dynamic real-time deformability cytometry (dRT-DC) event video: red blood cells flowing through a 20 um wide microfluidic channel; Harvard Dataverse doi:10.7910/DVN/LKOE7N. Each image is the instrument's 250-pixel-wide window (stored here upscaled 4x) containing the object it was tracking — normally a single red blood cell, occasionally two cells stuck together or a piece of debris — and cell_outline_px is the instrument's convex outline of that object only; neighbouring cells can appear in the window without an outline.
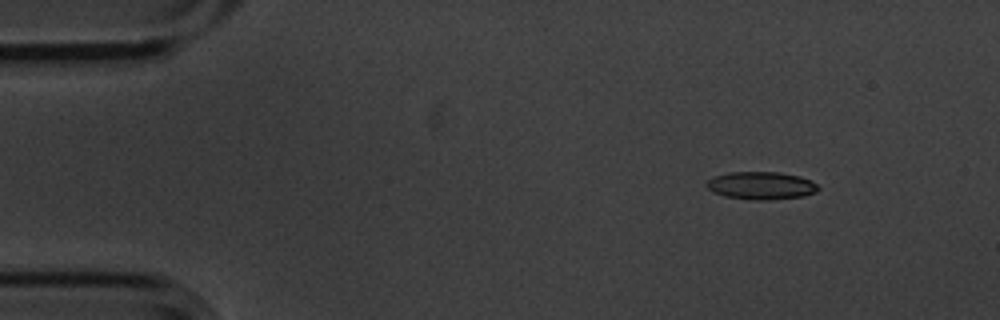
{"species": "common noctule bat (a hibernating species)", "species_latin": "Nyctalus noctula", "temperature_condition": "cold", "stored_images_in_passage": 5, "camera_frame_rate_fps": 3000, "um_per_image_px": 0.085, "animal": {"sex": "male", "body_mass_g": 20.1, "forearm_length_mm": 53.5}, "frame": {"image": 1, "passage_image": 2, "time_ms": 0.333, "image_size_px": [1000, 320], "cell_outline_px": [[820, 188], [816, 192], [804, 196], [772, 200], [752, 200], [724, 196], [712, 192], [704, 184], [712, 176], [728, 172], [780, 172], [800, 176], [816, 184]], "centroid_in_image_um": [64.66, 15.78], "position_along_channel_um": 20.3, "area_um2": 18.26}}
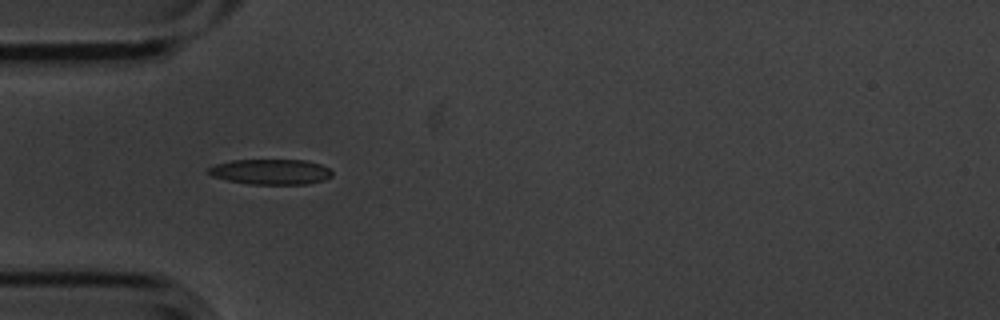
{"frame": {"image": 2, "passage_image": 4, "time_ms": 1.0, "image_size_px": [1000, 320], "cell_outline_px": [[332, 176], [324, 180], [304, 184], [248, 184], [228, 180], [212, 176], [208, 172], [208, 168], [216, 164], [232, 160], [304, 160], [320, 164], [328, 168], [332, 172]], "centroid_in_image_um": [23.01, 14.6], "position_along_channel_um": 62.0, "area_um2": 18.15}}
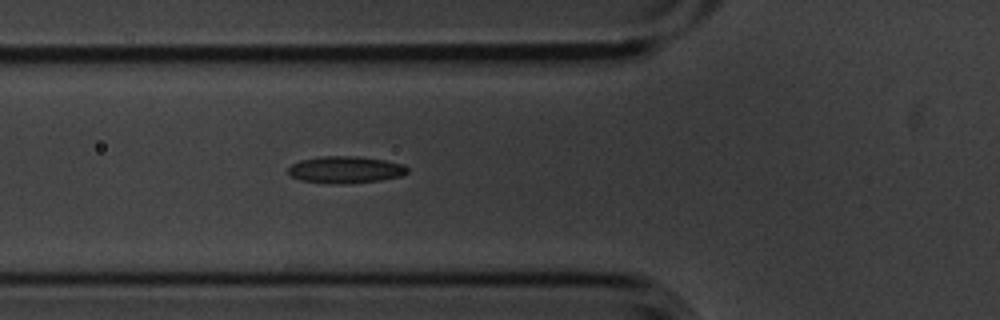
{"frame": {"image": 3, "passage_image": 5, "time_ms": 1.333, "image_size_px": [1000, 320], "cell_outline_px": [[408, 172], [400, 176], [380, 180], [300, 180], [292, 176], [288, 172], [288, 168], [292, 164], [300, 160], [320, 156], [356, 156], [384, 160], [404, 164], [408, 168]], "centroid_in_image_um": [29.39, 14.34], "position_along_channel_um": 96.4, "area_um2": 17.4}}